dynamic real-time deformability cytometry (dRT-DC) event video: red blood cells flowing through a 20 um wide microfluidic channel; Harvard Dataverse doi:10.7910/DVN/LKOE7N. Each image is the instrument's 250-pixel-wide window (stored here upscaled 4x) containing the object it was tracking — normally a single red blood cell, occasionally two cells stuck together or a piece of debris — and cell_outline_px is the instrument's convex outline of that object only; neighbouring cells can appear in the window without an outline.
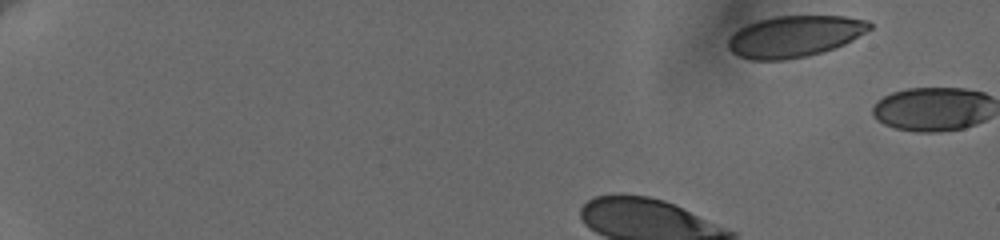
{"species": "human", "species_latin": "Homo sapiens", "temperature_condition": "cold", "stored_images_in_passage": 2, "segment_of_instrument_passage": [1, 2], "camera_frame_rate_fps": 3000, "um_per_image_px": 0.085, "donor": {"sex": "female"}, "frame": {"image": 1, "passage_image": 1, "time_ms": 0.0, "image_size_px": [1000, 240], "cell_outline_px": [[872, 28], [852, 40], [844, 44], [808, 56], [784, 60], [752, 60], [740, 56], [732, 52], [728, 48], [728, 36], [740, 28], [748, 24], [760, 20], [776, 16], [844, 16], [868, 20], [872, 24]], "centroid_in_image_um": [67.53, 3.09], "position_along_channel_um": 17.5, "area_um2": 33.99}}